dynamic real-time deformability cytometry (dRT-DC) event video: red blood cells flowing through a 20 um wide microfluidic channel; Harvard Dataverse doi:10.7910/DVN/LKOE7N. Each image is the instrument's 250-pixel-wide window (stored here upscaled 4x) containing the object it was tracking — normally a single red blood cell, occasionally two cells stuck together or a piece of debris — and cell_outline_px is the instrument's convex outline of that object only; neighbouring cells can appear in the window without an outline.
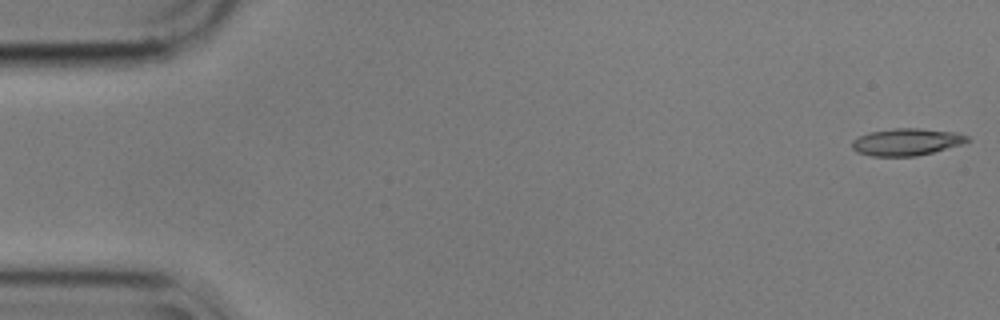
{"species": "common noctule bat (a hibernating species)", "species_latin": "Nyctalus noctula", "temperature_condition": "cold", "stored_images_in_passage": 56, "camera_frame_rate_fps": 3000, "um_per_image_px": 0.085, "animal": {"sex": "male", "body_mass_g": 17.9}, "frame": {"image": 1, "passage_image": 1, "time_ms": 0.0, "image_size_px": [1000, 320], "cell_outline_px": [[972, 140], [960, 144], [932, 152], [916, 156], [872, 156], [856, 152], [852, 148], [852, 140], [868, 132], [892, 128], [920, 128], [956, 132], [968, 136]], "centroid_in_image_um": [77.03, 12.05], "position_along_channel_um": 8.0, "area_um2": 18.21}}
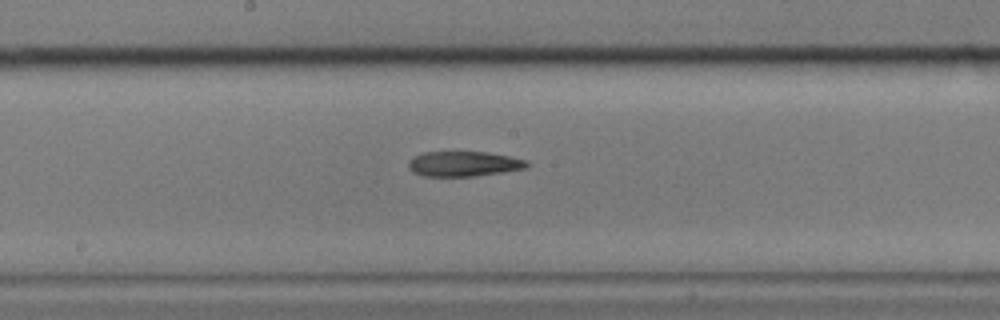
{"frame": {"image": 2, "passage_image": 29, "time_ms": 9.333, "image_size_px": [1000, 320], "cell_outline_px": [[532, 164], [524, 168], [504, 172], [476, 176], [424, 176], [412, 172], [408, 168], [408, 160], [424, 152], [484, 152], [508, 156], [528, 160]], "centroid_in_image_um": [39.42, 13.93], "position_along_channel_um": 208.8, "area_um2": 17.34}}
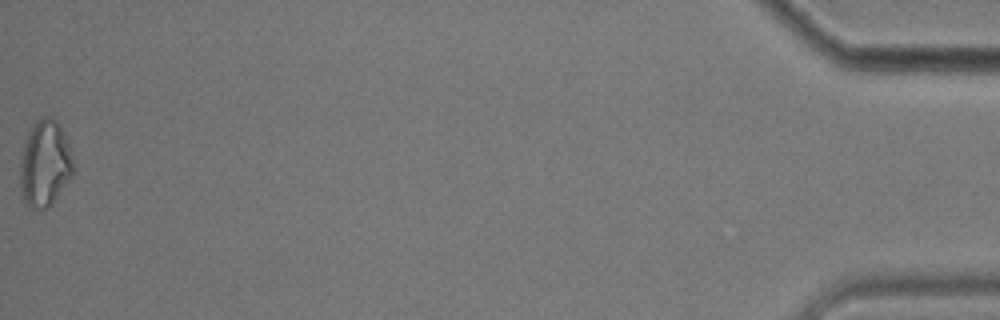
{"frame": {"image": 3, "passage_image": 56, "time_ms": 18.333, "image_size_px": [1000, 320], "cell_outline_px": [[76, 168], [72, 176], [48, 208], [32, 208], [24, 200], [20, 184], [20, 156], [28, 132], [32, 124], [40, 116], [48, 116], [56, 120], [68, 144]], "centroid_in_image_um": [3.81, 13.88], "position_along_channel_um": 431.4, "area_um2": 26.7}}